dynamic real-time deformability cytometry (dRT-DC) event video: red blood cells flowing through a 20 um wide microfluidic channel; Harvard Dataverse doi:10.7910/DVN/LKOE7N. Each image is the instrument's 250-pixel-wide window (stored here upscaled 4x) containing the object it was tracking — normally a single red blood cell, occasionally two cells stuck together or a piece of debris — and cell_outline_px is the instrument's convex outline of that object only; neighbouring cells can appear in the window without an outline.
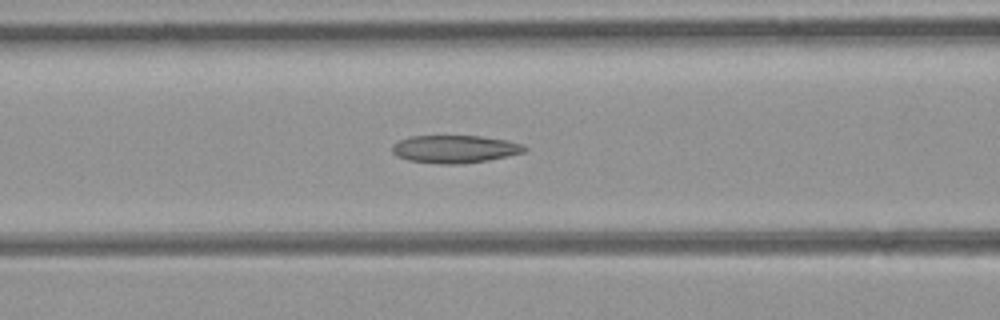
{"species": "common noctule bat (a hibernating species)", "species_latin": "Nyctalus noctula", "temperature_condition": "room temperature", "stored_images_in_passage": 50, "camera_frame_rate_fps": 3000, "um_per_image_px": 0.085, "animal": {"sex": "female", "body_mass_g": 21.9}, "frame": {"image": 1, "passage_image": 20, "time_ms": 6.333, "image_size_px": [1000, 320], "cell_outline_px": [[528, 148], [524, 152], [508, 156], [488, 160], [460, 164], [440, 164], [408, 160], [396, 156], [392, 152], [392, 144], [400, 140], [412, 136], [480, 136], [508, 140], [524, 144]], "centroid_in_image_um": [38.68, 12.67], "position_along_channel_um": 127.9, "area_um2": 21.5}}
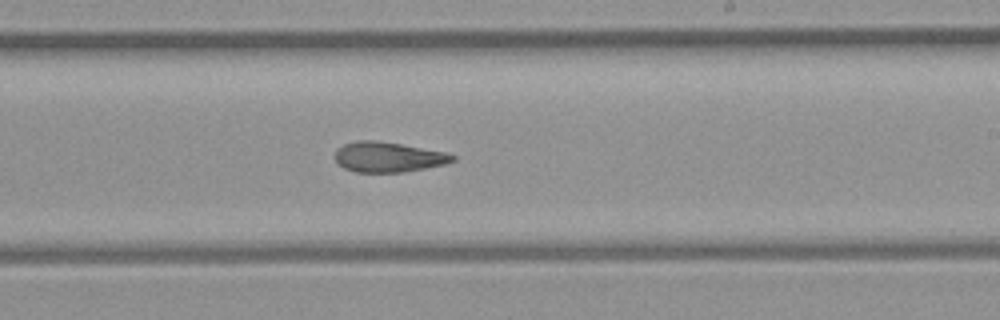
{"frame": {"image": 2, "passage_image": 29, "time_ms": 9.333, "image_size_px": [1000, 320], "cell_outline_px": [[456, 160], [444, 164], [404, 172], [356, 172], [344, 168], [336, 164], [336, 148], [344, 144], [360, 140], [376, 140], [448, 152], [456, 156]], "centroid_in_image_um": [33.0, 13.34], "position_along_channel_um": 256.0, "area_um2": 20.69}}
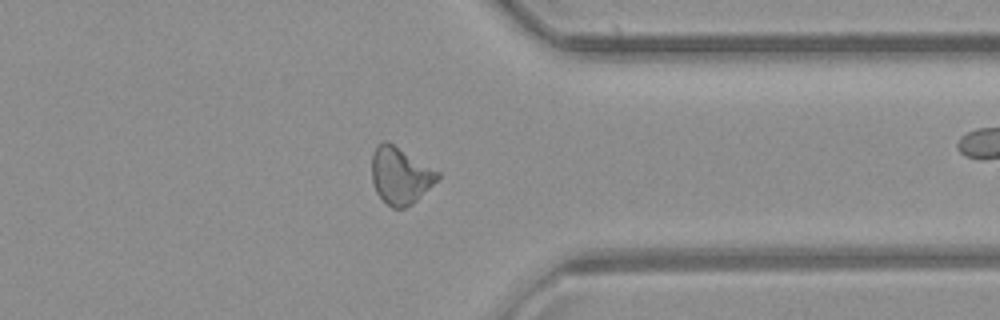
{"frame": {"image": 3, "passage_image": 38, "time_ms": 12.333, "image_size_px": [1000, 320], "cell_outline_px": [[440, 176], [412, 204], [404, 208], [392, 208], [376, 192], [372, 180], [372, 152], [376, 144], [384, 140], [388, 140], [440, 172]], "centroid_in_image_um": [33.99, 14.88], "position_along_channel_um": 377.4, "area_um2": 21.73}, "authors_computed_cell_mechanics": {"area_um2": 21.8773, "velocity_mm_per_s": 4.2701, "shape_relaxation_time_tau1_ms": null, "shape_relaxation_time_tau2_ms": 3.4824, "deformation_change_tau1": null, "deformation_change_tau2": 0.1087}}